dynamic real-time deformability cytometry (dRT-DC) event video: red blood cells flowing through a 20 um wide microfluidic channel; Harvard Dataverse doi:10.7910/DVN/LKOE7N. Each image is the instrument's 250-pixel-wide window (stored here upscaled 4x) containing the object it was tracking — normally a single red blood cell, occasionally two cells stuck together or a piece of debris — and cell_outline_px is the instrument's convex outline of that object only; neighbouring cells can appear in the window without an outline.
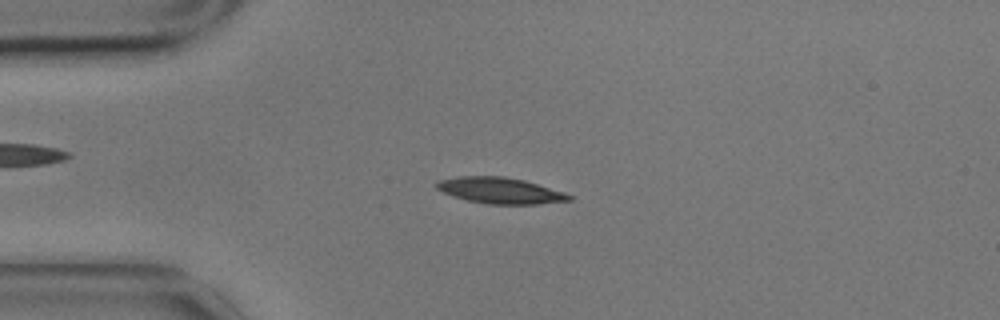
{"species": "common noctule bat (a hibernating species)", "species_latin": "Nyctalus noctula", "temperature_condition": "cold", "stored_images_in_passage": 56, "camera_frame_rate_fps": 3000, "um_per_image_px": 0.085, "animal": {"sex": "male", "body_mass_g": 17.9}, "frame": {"image": 1, "passage_image": 13, "time_ms": 4.0, "image_size_px": [1000, 320], "cell_outline_px": [[572, 200], [536, 204], [488, 204], [468, 200], [452, 196], [436, 188], [432, 184], [436, 180], [460, 176], [504, 176], [524, 180], [564, 192], [572, 196]], "centroid_in_image_um": [42.46, 16.18], "position_along_channel_um": 42.5, "area_um2": 20.17}}
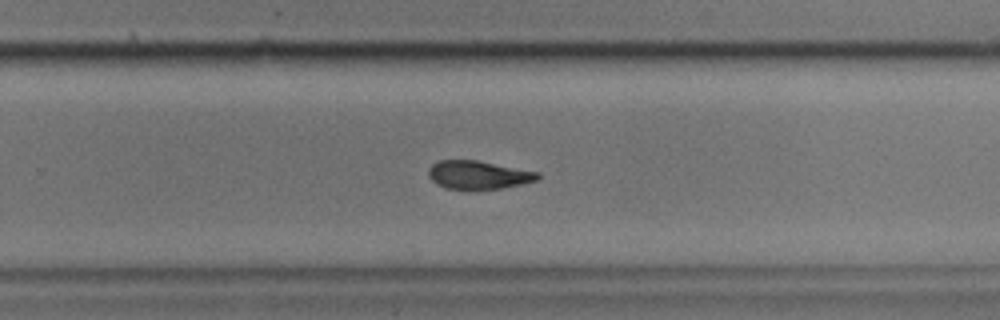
{"frame": {"image": 2, "passage_image": 36, "time_ms": 11.667, "image_size_px": [1000, 320], "cell_outline_px": [[540, 176], [536, 180], [520, 184], [500, 188], [448, 188], [436, 184], [428, 176], [428, 168], [432, 164], [440, 160], [476, 160], [540, 172]], "centroid_in_image_um": [40.64, 14.84], "position_along_channel_um": 289.2, "area_um2": 17.69}}
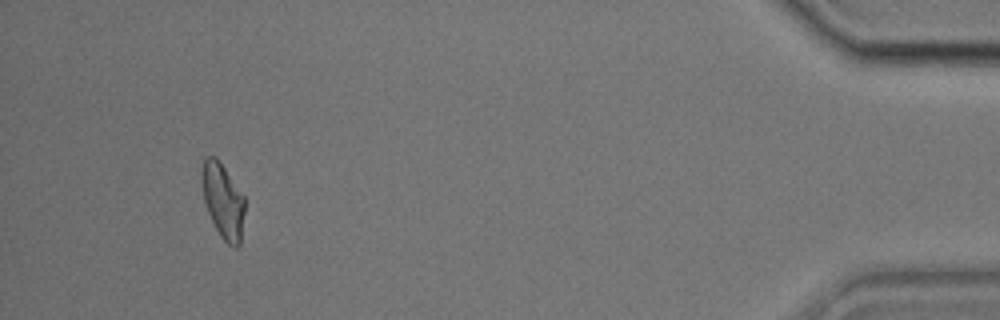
{"frame": {"image": 3, "passage_image": 53, "time_ms": 17.333, "image_size_px": [1000, 320], "cell_outline_px": [[244, 212], [240, 244], [236, 248], [232, 248], [220, 236], [208, 212], [204, 200], [200, 180], [200, 172], [204, 156], [216, 156], [244, 196]], "centroid_in_image_um": [18.92, 17.04], "position_along_channel_um": 416.3, "area_um2": 18.84}, "authors_computed_cell_mechanics": {"area_um2": 19.1318, "velocity_mm_per_s": 3.474, "shape_relaxation_time_tau1_ms": 5.726, "shape_relaxation_time_tau2_ms": 1.8403, "deformation_change_tau1": 0.1404, "deformation_change_tau2": 0.0846}}